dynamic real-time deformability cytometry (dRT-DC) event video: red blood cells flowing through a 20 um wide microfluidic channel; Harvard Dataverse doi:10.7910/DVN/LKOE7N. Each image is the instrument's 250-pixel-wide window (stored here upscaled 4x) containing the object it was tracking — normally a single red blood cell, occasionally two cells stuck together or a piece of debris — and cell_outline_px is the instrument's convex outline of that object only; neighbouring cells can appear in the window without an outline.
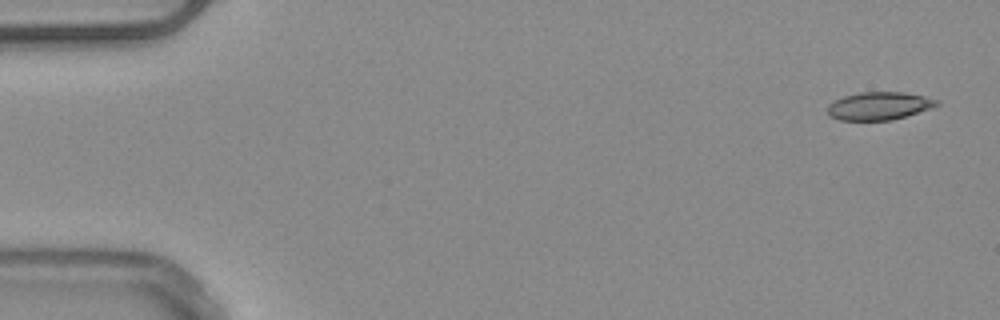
{"species": "common noctule bat (a hibernating species)", "species_latin": "Nyctalus noctula", "temperature_condition": "warm", "stored_images_in_passage": 52, "camera_frame_rate_fps": 3000, "um_per_image_px": 0.085, "animal": {"sex": "male", "body_mass_g": 20.4}, "frame": {"image": 1, "passage_image": 2, "time_ms": 0.333, "image_size_px": [1000, 320], "cell_outline_px": [[940, 104], [932, 108], [892, 120], [840, 120], [828, 116], [828, 104], [844, 96], [860, 92], [904, 92], [924, 96], [940, 100]], "centroid_in_image_um": [74.74, 9.0], "position_along_channel_um": 10.3, "area_um2": 17.8}}
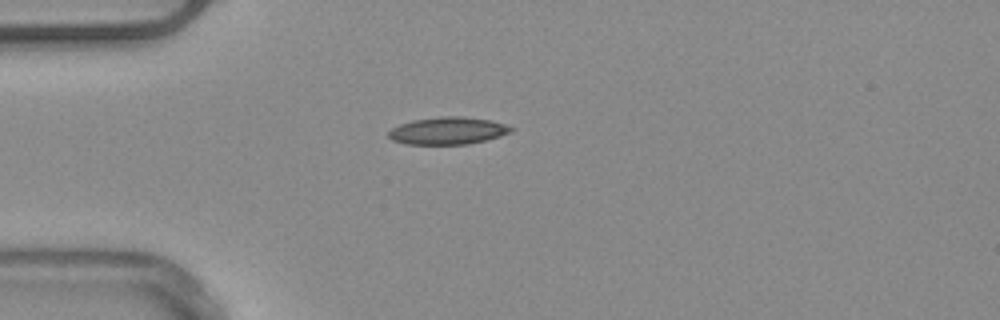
{"frame": {"image": 2, "passage_image": 14, "time_ms": 4.333, "image_size_px": [1000, 320], "cell_outline_px": [[516, 128], [512, 132], [500, 136], [468, 144], [404, 144], [392, 140], [388, 136], [388, 132], [392, 128], [400, 124], [412, 120], [440, 116], [464, 116], [492, 120]], "centroid_in_image_um": [38.08, 11.1], "position_along_channel_um": 46.9, "area_um2": 19.65}, "authors_computed_cell_mechanics": {"area_um2": 18.2937, "velocity_mm_per_s": 3.9052, "shape_relaxation_time_tau1_ms": null, "shape_relaxation_time_tau2_ms": 2.5582, "deformation_change_tau1": null, "deformation_change_tau2": 0.0997}}